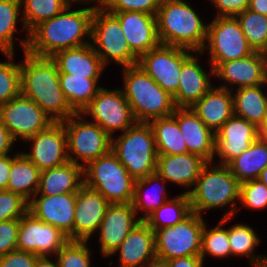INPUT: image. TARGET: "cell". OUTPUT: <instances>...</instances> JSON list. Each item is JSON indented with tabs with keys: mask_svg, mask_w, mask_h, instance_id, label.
Wrapping results in <instances>:
<instances>
[{
	"mask_svg": "<svg viewBox=\"0 0 267 267\" xmlns=\"http://www.w3.org/2000/svg\"><path fill=\"white\" fill-rule=\"evenodd\" d=\"M63 12L45 20L29 32L26 52L30 55L51 58L57 52L90 44L94 10L87 7ZM85 39V40H84Z\"/></svg>",
	"mask_w": 267,
	"mask_h": 267,
	"instance_id": "1",
	"label": "cell"
},
{
	"mask_svg": "<svg viewBox=\"0 0 267 267\" xmlns=\"http://www.w3.org/2000/svg\"><path fill=\"white\" fill-rule=\"evenodd\" d=\"M20 83L21 94L36 102L54 122L76 114L60 87L58 66L51 58L24 52L20 63Z\"/></svg>",
	"mask_w": 267,
	"mask_h": 267,
	"instance_id": "2",
	"label": "cell"
},
{
	"mask_svg": "<svg viewBox=\"0 0 267 267\" xmlns=\"http://www.w3.org/2000/svg\"><path fill=\"white\" fill-rule=\"evenodd\" d=\"M192 8L190 3L183 0H161L156 14L160 44L201 54L207 38L208 24Z\"/></svg>",
	"mask_w": 267,
	"mask_h": 267,
	"instance_id": "3",
	"label": "cell"
},
{
	"mask_svg": "<svg viewBox=\"0 0 267 267\" xmlns=\"http://www.w3.org/2000/svg\"><path fill=\"white\" fill-rule=\"evenodd\" d=\"M122 91L137 123L171 116L175 110L173 96L157 84L140 66L123 68Z\"/></svg>",
	"mask_w": 267,
	"mask_h": 267,
	"instance_id": "4",
	"label": "cell"
},
{
	"mask_svg": "<svg viewBox=\"0 0 267 267\" xmlns=\"http://www.w3.org/2000/svg\"><path fill=\"white\" fill-rule=\"evenodd\" d=\"M186 193L189 195L191 211L201 216L203 211L230 205L223 217L232 218L239 210L237 200L240 182L226 165L208 162L202 168L194 188Z\"/></svg>",
	"mask_w": 267,
	"mask_h": 267,
	"instance_id": "5",
	"label": "cell"
},
{
	"mask_svg": "<svg viewBox=\"0 0 267 267\" xmlns=\"http://www.w3.org/2000/svg\"><path fill=\"white\" fill-rule=\"evenodd\" d=\"M114 138H111V151L135 180L156 172L158 154L154 134L148 123L136 122Z\"/></svg>",
	"mask_w": 267,
	"mask_h": 267,
	"instance_id": "6",
	"label": "cell"
},
{
	"mask_svg": "<svg viewBox=\"0 0 267 267\" xmlns=\"http://www.w3.org/2000/svg\"><path fill=\"white\" fill-rule=\"evenodd\" d=\"M84 185L101 193L110 204L130 203L135 179L110 150L83 168Z\"/></svg>",
	"mask_w": 267,
	"mask_h": 267,
	"instance_id": "7",
	"label": "cell"
},
{
	"mask_svg": "<svg viewBox=\"0 0 267 267\" xmlns=\"http://www.w3.org/2000/svg\"><path fill=\"white\" fill-rule=\"evenodd\" d=\"M89 39L105 67L111 60L123 68L138 63L139 57L130 49L119 19L113 13L94 10Z\"/></svg>",
	"mask_w": 267,
	"mask_h": 267,
	"instance_id": "8",
	"label": "cell"
},
{
	"mask_svg": "<svg viewBox=\"0 0 267 267\" xmlns=\"http://www.w3.org/2000/svg\"><path fill=\"white\" fill-rule=\"evenodd\" d=\"M85 120L76 113L61 121L67 135L68 159L83 168L111 150V137L97 123Z\"/></svg>",
	"mask_w": 267,
	"mask_h": 267,
	"instance_id": "9",
	"label": "cell"
},
{
	"mask_svg": "<svg viewBox=\"0 0 267 267\" xmlns=\"http://www.w3.org/2000/svg\"><path fill=\"white\" fill-rule=\"evenodd\" d=\"M203 216L191 212L174 226L161 228L155 233L156 257L163 260L187 256H200Z\"/></svg>",
	"mask_w": 267,
	"mask_h": 267,
	"instance_id": "10",
	"label": "cell"
},
{
	"mask_svg": "<svg viewBox=\"0 0 267 267\" xmlns=\"http://www.w3.org/2000/svg\"><path fill=\"white\" fill-rule=\"evenodd\" d=\"M208 46L210 67L215 69L220 63L241 59L255 51L247 41L236 17L215 16L207 26V38L202 50Z\"/></svg>",
	"mask_w": 267,
	"mask_h": 267,
	"instance_id": "11",
	"label": "cell"
},
{
	"mask_svg": "<svg viewBox=\"0 0 267 267\" xmlns=\"http://www.w3.org/2000/svg\"><path fill=\"white\" fill-rule=\"evenodd\" d=\"M77 114L82 118L91 116L92 122L97 123L111 138L116 131L123 133L136 123L130 104L120 88L108 90L101 87L93 100Z\"/></svg>",
	"mask_w": 267,
	"mask_h": 267,
	"instance_id": "12",
	"label": "cell"
},
{
	"mask_svg": "<svg viewBox=\"0 0 267 267\" xmlns=\"http://www.w3.org/2000/svg\"><path fill=\"white\" fill-rule=\"evenodd\" d=\"M192 52L180 47L159 44L141 55L137 65L173 96L178 90L182 64Z\"/></svg>",
	"mask_w": 267,
	"mask_h": 267,
	"instance_id": "13",
	"label": "cell"
},
{
	"mask_svg": "<svg viewBox=\"0 0 267 267\" xmlns=\"http://www.w3.org/2000/svg\"><path fill=\"white\" fill-rule=\"evenodd\" d=\"M0 120L16 141L44 131L54 120L33 100L20 94L0 105Z\"/></svg>",
	"mask_w": 267,
	"mask_h": 267,
	"instance_id": "14",
	"label": "cell"
},
{
	"mask_svg": "<svg viewBox=\"0 0 267 267\" xmlns=\"http://www.w3.org/2000/svg\"><path fill=\"white\" fill-rule=\"evenodd\" d=\"M69 241L60 229L46 224L27 211L19 219L17 250L37 256L56 255Z\"/></svg>",
	"mask_w": 267,
	"mask_h": 267,
	"instance_id": "15",
	"label": "cell"
},
{
	"mask_svg": "<svg viewBox=\"0 0 267 267\" xmlns=\"http://www.w3.org/2000/svg\"><path fill=\"white\" fill-rule=\"evenodd\" d=\"M31 152L23 153L40 170L51 169L69 161L67 135L62 122H54L44 131L27 138Z\"/></svg>",
	"mask_w": 267,
	"mask_h": 267,
	"instance_id": "16",
	"label": "cell"
},
{
	"mask_svg": "<svg viewBox=\"0 0 267 267\" xmlns=\"http://www.w3.org/2000/svg\"><path fill=\"white\" fill-rule=\"evenodd\" d=\"M213 77L224 82L218 87L232 92L233 85H236L238 89L265 84L267 82V58L261 52L255 51L247 57L220 63L214 69Z\"/></svg>",
	"mask_w": 267,
	"mask_h": 267,
	"instance_id": "17",
	"label": "cell"
},
{
	"mask_svg": "<svg viewBox=\"0 0 267 267\" xmlns=\"http://www.w3.org/2000/svg\"><path fill=\"white\" fill-rule=\"evenodd\" d=\"M75 206L76 193L34 195L29 201L28 211L46 224L60 229L69 241H73Z\"/></svg>",
	"mask_w": 267,
	"mask_h": 267,
	"instance_id": "18",
	"label": "cell"
},
{
	"mask_svg": "<svg viewBox=\"0 0 267 267\" xmlns=\"http://www.w3.org/2000/svg\"><path fill=\"white\" fill-rule=\"evenodd\" d=\"M136 216L132 202L114 203L108 206L98 228L100 254L105 257L113 255L128 233L140 222Z\"/></svg>",
	"mask_w": 267,
	"mask_h": 267,
	"instance_id": "19",
	"label": "cell"
},
{
	"mask_svg": "<svg viewBox=\"0 0 267 267\" xmlns=\"http://www.w3.org/2000/svg\"><path fill=\"white\" fill-rule=\"evenodd\" d=\"M109 205L101 193L83 185L76 192L73 241H89L98 232Z\"/></svg>",
	"mask_w": 267,
	"mask_h": 267,
	"instance_id": "20",
	"label": "cell"
},
{
	"mask_svg": "<svg viewBox=\"0 0 267 267\" xmlns=\"http://www.w3.org/2000/svg\"><path fill=\"white\" fill-rule=\"evenodd\" d=\"M215 138V155L220 158L219 164L226 165L258 138L257 126L233 114L215 133Z\"/></svg>",
	"mask_w": 267,
	"mask_h": 267,
	"instance_id": "21",
	"label": "cell"
},
{
	"mask_svg": "<svg viewBox=\"0 0 267 267\" xmlns=\"http://www.w3.org/2000/svg\"><path fill=\"white\" fill-rule=\"evenodd\" d=\"M120 22L130 49L140 57L160 44L156 15L137 11L110 12Z\"/></svg>",
	"mask_w": 267,
	"mask_h": 267,
	"instance_id": "22",
	"label": "cell"
},
{
	"mask_svg": "<svg viewBox=\"0 0 267 267\" xmlns=\"http://www.w3.org/2000/svg\"><path fill=\"white\" fill-rule=\"evenodd\" d=\"M178 121L187 152L199 155L207 162L215 157V133L194 113L191 108H176L172 114Z\"/></svg>",
	"mask_w": 267,
	"mask_h": 267,
	"instance_id": "23",
	"label": "cell"
},
{
	"mask_svg": "<svg viewBox=\"0 0 267 267\" xmlns=\"http://www.w3.org/2000/svg\"><path fill=\"white\" fill-rule=\"evenodd\" d=\"M195 53L196 55L192 54L182 64L178 90L173 95L174 103L178 108L192 107L213 87L210 76L214 75V69L211 67L207 74L198 62L197 52Z\"/></svg>",
	"mask_w": 267,
	"mask_h": 267,
	"instance_id": "24",
	"label": "cell"
},
{
	"mask_svg": "<svg viewBox=\"0 0 267 267\" xmlns=\"http://www.w3.org/2000/svg\"><path fill=\"white\" fill-rule=\"evenodd\" d=\"M118 252L120 267H142L156 257L154 231L145 221H140L113 254Z\"/></svg>",
	"mask_w": 267,
	"mask_h": 267,
	"instance_id": "25",
	"label": "cell"
},
{
	"mask_svg": "<svg viewBox=\"0 0 267 267\" xmlns=\"http://www.w3.org/2000/svg\"><path fill=\"white\" fill-rule=\"evenodd\" d=\"M207 163L201 156L191 153L158 155L156 172L165 181L190 189Z\"/></svg>",
	"mask_w": 267,
	"mask_h": 267,
	"instance_id": "26",
	"label": "cell"
},
{
	"mask_svg": "<svg viewBox=\"0 0 267 267\" xmlns=\"http://www.w3.org/2000/svg\"><path fill=\"white\" fill-rule=\"evenodd\" d=\"M51 59L57 64L59 73L91 79H100L105 69L91 44L59 51Z\"/></svg>",
	"mask_w": 267,
	"mask_h": 267,
	"instance_id": "27",
	"label": "cell"
},
{
	"mask_svg": "<svg viewBox=\"0 0 267 267\" xmlns=\"http://www.w3.org/2000/svg\"><path fill=\"white\" fill-rule=\"evenodd\" d=\"M190 108L216 133L234 114L232 91L214 86Z\"/></svg>",
	"mask_w": 267,
	"mask_h": 267,
	"instance_id": "28",
	"label": "cell"
},
{
	"mask_svg": "<svg viewBox=\"0 0 267 267\" xmlns=\"http://www.w3.org/2000/svg\"><path fill=\"white\" fill-rule=\"evenodd\" d=\"M84 185L83 167L67 163L41 171L40 184L35 195L76 193Z\"/></svg>",
	"mask_w": 267,
	"mask_h": 267,
	"instance_id": "29",
	"label": "cell"
},
{
	"mask_svg": "<svg viewBox=\"0 0 267 267\" xmlns=\"http://www.w3.org/2000/svg\"><path fill=\"white\" fill-rule=\"evenodd\" d=\"M41 171L20 152L11 157V170L7 189L22 196L28 202L37 193L40 184Z\"/></svg>",
	"mask_w": 267,
	"mask_h": 267,
	"instance_id": "30",
	"label": "cell"
},
{
	"mask_svg": "<svg viewBox=\"0 0 267 267\" xmlns=\"http://www.w3.org/2000/svg\"><path fill=\"white\" fill-rule=\"evenodd\" d=\"M264 86H267V82L235 90V94L232 93L234 115L258 127L267 117V95L262 90Z\"/></svg>",
	"mask_w": 267,
	"mask_h": 267,
	"instance_id": "31",
	"label": "cell"
},
{
	"mask_svg": "<svg viewBox=\"0 0 267 267\" xmlns=\"http://www.w3.org/2000/svg\"><path fill=\"white\" fill-rule=\"evenodd\" d=\"M226 166L240 183L259 179L267 166V144L257 138L246 151L230 160Z\"/></svg>",
	"mask_w": 267,
	"mask_h": 267,
	"instance_id": "32",
	"label": "cell"
},
{
	"mask_svg": "<svg viewBox=\"0 0 267 267\" xmlns=\"http://www.w3.org/2000/svg\"><path fill=\"white\" fill-rule=\"evenodd\" d=\"M162 183V185L159 184ZM165 180L157 173L154 172L152 174H149L145 178L135 180L134 183V197H133V207L136 212V215L138 214L139 211L144 212L142 217L139 216L140 221H145L156 209H158L160 206H162L167 200L170 198L167 197V189L164 186ZM153 184H157V187L152 188ZM160 185V187H159ZM148 186H151L152 190L149 194L147 193V188ZM156 186V185H155ZM158 187L160 188L159 190ZM150 188V189H151ZM157 188V193L155 190ZM146 191V193H145ZM155 192V193H154Z\"/></svg>",
	"mask_w": 267,
	"mask_h": 267,
	"instance_id": "33",
	"label": "cell"
},
{
	"mask_svg": "<svg viewBox=\"0 0 267 267\" xmlns=\"http://www.w3.org/2000/svg\"><path fill=\"white\" fill-rule=\"evenodd\" d=\"M153 131L158 155H175L187 152L177 119L171 115L148 123Z\"/></svg>",
	"mask_w": 267,
	"mask_h": 267,
	"instance_id": "34",
	"label": "cell"
},
{
	"mask_svg": "<svg viewBox=\"0 0 267 267\" xmlns=\"http://www.w3.org/2000/svg\"><path fill=\"white\" fill-rule=\"evenodd\" d=\"M22 11V30L25 31L27 38L21 40L23 52H26L29 32L39 23L51 19L57 14L63 12L69 5L67 0H20Z\"/></svg>",
	"mask_w": 267,
	"mask_h": 267,
	"instance_id": "35",
	"label": "cell"
},
{
	"mask_svg": "<svg viewBox=\"0 0 267 267\" xmlns=\"http://www.w3.org/2000/svg\"><path fill=\"white\" fill-rule=\"evenodd\" d=\"M100 79L86 78L85 76H75L59 73V82L62 91L70 105L77 113L86 104L90 103L101 88L98 86Z\"/></svg>",
	"mask_w": 267,
	"mask_h": 267,
	"instance_id": "36",
	"label": "cell"
},
{
	"mask_svg": "<svg viewBox=\"0 0 267 267\" xmlns=\"http://www.w3.org/2000/svg\"><path fill=\"white\" fill-rule=\"evenodd\" d=\"M229 246L233 256L248 257L252 267H267V255H255L260 243L258 235L248 224H235L228 228Z\"/></svg>",
	"mask_w": 267,
	"mask_h": 267,
	"instance_id": "37",
	"label": "cell"
},
{
	"mask_svg": "<svg viewBox=\"0 0 267 267\" xmlns=\"http://www.w3.org/2000/svg\"><path fill=\"white\" fill-rule=\"evenodd\" d=\"M191 205L188 193L167 200L156 209L145 222L155 232L161 228L174 226L191 213Z\"/></svg>",
	"mask_w": 267,
	"mask_h": 267,
	"instance_id": "38",
	"label": "cell"
},
{
	"mask_svg": "<svg viewBox=\"0 0 267 267\" xmlns=\"http://www.w3.org/2000/svg\"><path fill=\"white\" fill-rule=\"evenodd\" d=\"M20 0H0V51L14 54V34L21 9Z\"/></svg>",
	"mask_w": 267,
	"mask_h": 267,
	"instance_id": "39",
	"label": "cell"
},
{
	"mask_svg": "<svg viewBox=\"0 0 267 267\" xmlns=\"http://www.w3.org/2000/svg\"><path fill=\"white\" fill-rule=\"evenodd\" d=\"M230 217H222L221 221L214 227L208 229L205 222L202 231V241H201V258L205 259L207 254L212 255L216 258H224L232 256L231 249L229 246L228 229L222 228Z\"/></svg>",
	"mask_w": 267,
	"mask_h": 267,
	"instance_id": "40",
	"label": "cell"
},
{
	"mask_svg": "<svg viewBox=\"0 0 267 267\" xmlns=\"http://www.w3.org/2000/svg\"><path fill=\"white\" fill-rule=\"evenodd\" d=\"M235 17L253 50L262 52L267 45V16L246 9Z\"/></svg>",
	"mask_w": 267,
	"mask_h": 267,
	"instance_id": "41",
	"label": "cell"
},
{
	"mask_svg": "<svg viewBox=\"0 0 267 267\" xmlns=\"http://www.w3.org/2000/svg\"><path fill=\"white\" fill-rule=\"evenodd\" d=\"M8 62H0V105L21 94L20 63H14L13 53L4 54Z\"/></svg>",
	"mask_w": 267,
	"mask_h": 267,
	"instance_id": "42",
	"label": "cell"
},
{
	"mask_svg": "<svg viewBox=\"0 0 267 267\" xmlns=\"http://www.w3.org/2000/svg\"><path fill=\"white\" fill-rule=\"evenodd\" d=\"M88 241H68L55 255L59 267H90Z\"/></svg>",
	"mask_w": 267,
	"mask_h": 267,
	"instance_id": "43",
	"label": "cell"
},
{
	"mask_svg": "<svg viewBox=\"0 0 267 267\" xmlns=\"http://www.w3.org/2000/svg\"><path fill=\"white\" fill-rule=\"evenodd\" d=\"M239 201L242 202V207L249 209L267 208V186L259 179L240 183Z\"/></svg>",
	"mask_w": 267,
	"mask_h": 267,
	"instance_id": "44",
	"label": "cell"
},
{
	"mask_svg": "<svg viewBox=\"0 0 267 267\" xmlns=\"http://www.w3.org/2000/svg\"><path fill=\"white\" fill-rule=\"evenodd\" d=\"M29 202L22 196L0 190V222L10 219H20L28 211Z\"/></svg>",
	"mask_w": 267,
	"mask_h": 267,
	"instance_id": "45",
	"label": "cell"
},
{
	"mask_svg": "<svg viewBox=\"0 0 267 267\" xmlns=\"http://www.w3.org/2000/svg\"><path fill=\"white\" fill-rule=\"evenodd\" d=\"M161 0H108L104 10L107 12L137 11L156 15Z\"/></svg>",
	"mask_w": 267,
	"mask_h": 267,
	"instance_id": "46",
	"label": "cell"
},
{
	"mask_svg": "<svg viewBox=\"0 0 267 267\" xmlns=\"http://www.w3.org/2000/svg\"><path fill=\"white\" fill-rule=\"evenodd\" d=\"M19 219L0 222V257L17 250Z\"/></svg>",
	"mask_w": 267,
	"mask_h": 267,
	"instance_id": "47",
	"label": "cell"
},
{
	"mask_svg": "<svg viewBox=\"0 0 267 267\" xmlns=\"http://www.w3.org/2000/svg\"><path fill=\"white\" fill-rule=\"evenodd\" d=\"M38 257L33 253L14 250L0 257V267H34Z\"/></svg>",
	"mask_w": 267,
	"mask_h": 267,
	"instance_id": "48",
	"label": "cell"
},
{
	"mask_svg": "<svg viewBox=\"0 0 267 267\" xmlns=\"http://www.w3.org/2000/svg\"><path fill=\"white\" fill-rule=\"evenodd\" d=\"M219 11L217 17H235L249 8L250 0H209Z\"/></svg>",
	"mask_w": 267,
	"mask_h": 267,
	"instance_id": "49",
	"label": "cell"
},
{
	"mask_svg": "<svg viewBox=\"0 0 267 267\" xmlns=\"http://www.w3.org/2000/svg\"><path fill=\"white\" fill-rule=\"evenodd\" d=\"M167 267H203L201 256H187L167 260Z\"/></svg>",
	"mask_w": 267,
	"mask_h": 267,
	"instance_id": "50",
	"label": "cell"
},
{
	"mask_svg": "<svg viewBox=\"0 0 267 267\" xmlns=\"http://www.w3.org/2000/svg\"><path fill=\"white\" fill-rule=\"evenodd\" d=\"M14 142L9 130L0 120V156L9 155Z\"/></svg>",
	"mask_w": 267,
	"mask_h": 267,
	"instance_id": "51",
	"label": "cell"
},
{
	"mask_svg": "<svg viewBox=\"0 0 267 267\" xmlns=\"http://www.w3.org/2000/svg\"><path fill=\"white\" fill-rule=\"evenodd\" d=\"M11 170V154L0 156V190L7 189V182Z\"/></svg>",
	"mask_w": 267,
	"mask_h": 267,
	"instance_id": "52",
	"label": "cell"
},
{
	"mask_svg": "<svg viewBox=\"0 0 267 267\" xmlns=\"http://www.w3.org/2000/svg\"><path fill=\"white\" fill-rule=\"evenodd\" d=\"M248 9L267 16V0H250Z\"/></svg>",
	"mask_w": 267,
	"mask_h": 267,
	"instance_id": "53",
	"label": "cell"
},
{
	"mask_svg": "<svg viewBox=\"0 0 267 267\" xmlns=\"http://www.w3.org/2000/svg\"><path fill=\"white\" fill-rule=\"evenodd\" d=\"M107 1L108 0H67V3L71 7V5H73L72 4L73 2L82 3V4H87V3L90 4V2L91 3L96 2L97 3L96 5H93V6L90 5L89 8L93 10H99V9H104Z\"/></svg>",
	"mask_w": 267,
	"mask_h": 267,
	"instance_id": "54",
	"label": "cell"
},
{
	"mask_svg": "<svg viewBox=\"0 0 267 267\" xmlns=\"http://www.w3.org/2000/svg\"><path fill=\"white\" fill-rule=\"evenodd\" d=\"M34 267H59L58 261L52 262L48 256H39L36 259Z\"/></svg>",
	"mask_w": 267,
	"mask_h": 267,
	"instance_id": "55",
	"label": "cell"
},
{
	"mask_svg": "<svg viewBox=\"0 0 267 267\" xmlns=\"http://www.w3.org/2000/svg\"><path fill=\"white\" fill-rule=\"evenodd\" d=\"M258 139L267 144V117L266 119L257 127Z\"/></svg>",
	"mask_w": 267,
	"mask_h": 267,
	"instance_id": "56",
	"label": "cell"
},
{
	"mask_svg": "<svg viewBox=\"0 0 267 267\" xmlns=\"http://www.w3.org/2000/svg\"><path fill=\"white\" fill-rule=\"evenodd\" d=\"M142 267H167L166 260L155 257L153 260L148 261Z\"/></svg>",
	"mask_w": 267,
	"mask_h": 267,
	"instance_id": "57",
	"label": "cell"
},
{
	"mask_svg": "<svg viewBox=\"0 0 267 267\" xmlns=\"http://www.w3.org/2000/svg\"><path fill=\"white\" fill-rule=\"evenodd\" d=\"M259 180L267 186V166L262 170Z\"/></svg>",
	"mask_w": 267,
	"mask_h": 267,
	"instance_id": "58",
	"label": "cell"
},
{
	"mask_svg": "<svg viewBox=\"0 0 267 267\" xmlns=\"http://www.w3.org/2000/svg\"><path fill=\"white\" fill-rule=\"evenodd\" d=\"M261 53L267 58V45Z\"/></svg>",
	"mask_w": 267,
	"mask_h": 267,
	"instance_id": "59",
	"label": "cell"
}]
</instances>
